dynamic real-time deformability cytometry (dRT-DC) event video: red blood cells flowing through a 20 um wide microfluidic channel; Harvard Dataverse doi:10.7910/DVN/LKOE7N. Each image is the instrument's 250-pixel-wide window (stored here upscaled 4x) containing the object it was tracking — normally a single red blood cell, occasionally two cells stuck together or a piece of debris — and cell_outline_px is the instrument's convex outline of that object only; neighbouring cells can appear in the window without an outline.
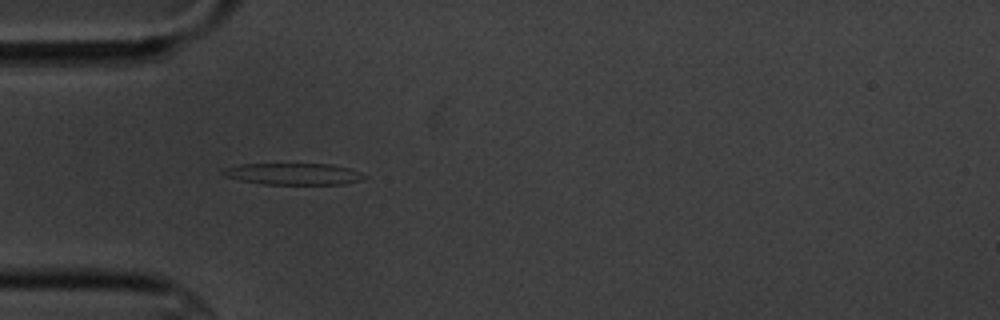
{"species": "common noctule bat (a hibernating species)", "species_latin": "Nyctalus noctula", "temperature_condition": "cold", "stored_images_in_passage": 2, "camera_frame_rate_fps": 3000, "um_per_image_px": 0.085, "animal": {"sex": "male", "body_mass_g": 20.1, "forearm_length_mm": 53.5}, "frame": {"image": 1, "passage_image": 1, "time_ms": 0.0, "image_size_px": [1000, 320], "cell_outline_px": [[368, 176], [360, 180], [340, 184], [264, 184], [240, 180], [224, 176], [220, 172], [224, 168], [240, 164], [332, 164], [348, 168], [360, 172]], "centroid_in_image_um": [24.91, 14.78], "position_along_channel_um": 60.1, "area_um2": 17.69}}
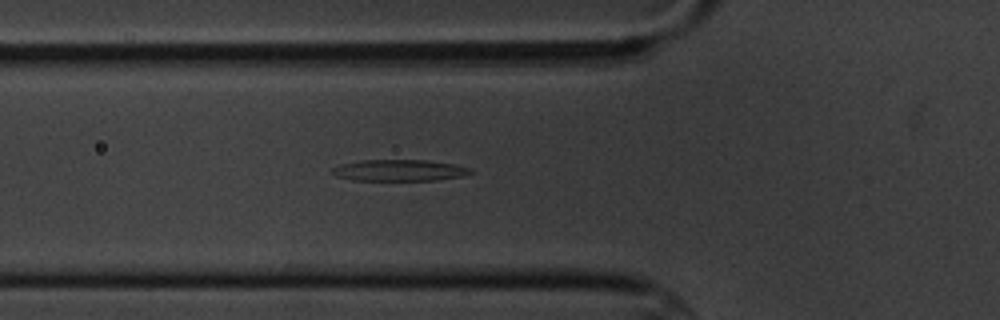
{"frame": {"image": 2, "passage_image": 2, "time_ms": 1.0, "image_size_px": [1000, 320], "cell_outline_px": [[472, 172], [464, 176], [436, 180], [352, 180], [336, 176], [328, 172], [332, 168], [340, 164], [364, 160], [424, 160], [452, 164], [472, 168]], "centroid_in_image_um": [33.9, 14.48], "position_along_channel_um": 91.9, "area_um2": 17.22}}